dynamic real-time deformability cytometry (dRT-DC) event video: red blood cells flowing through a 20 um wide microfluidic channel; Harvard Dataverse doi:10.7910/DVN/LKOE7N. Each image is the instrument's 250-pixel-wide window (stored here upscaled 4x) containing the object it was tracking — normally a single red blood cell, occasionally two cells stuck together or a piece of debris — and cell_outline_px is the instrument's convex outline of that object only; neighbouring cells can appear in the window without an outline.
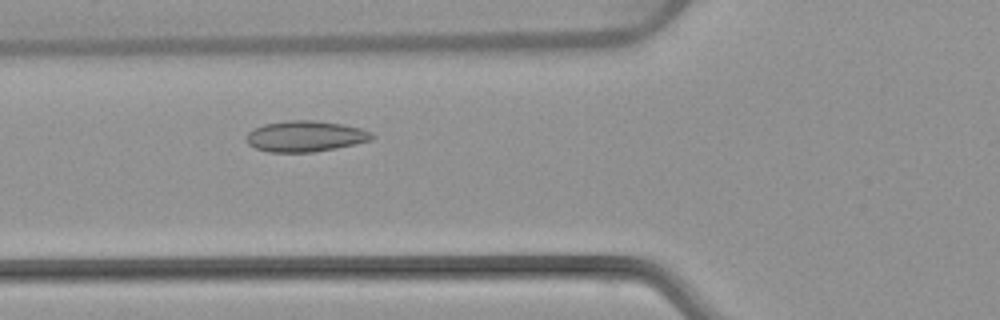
{"species": "common noctule bat (a hibernating species)", "species_latin": "Nyctalus noctula", "temperature_condition": "warm", "stored_images_in_passage": 48, "camera_frame_rate_fps": 3000, "um_per_image_px": 0.085, "animal": {"sex": "female", "body_mass_g": 22.7, "forearm_length_mm": 54.2}, "frame": {"image": 1, "passage_image": 15, "time_ms": 4.667, "image_size_px": [1000, 320], "cell_outline_px": [[376, 136], [372, 140], [356, 144], [336, 148], [312, 152], [268, 152], [256, 148], [248, 144], [248, 132], [264, 124], [288, 120], [316, 120], [344, 124], [360, 128], [372, 132]], "centroid_in_image_um": [26.01, 11.58], "position_along_channel_um": 99.8, "area_um2": 22.66}}
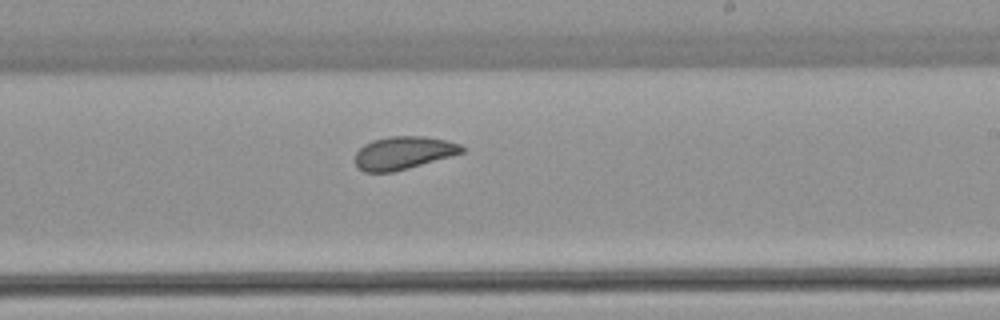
{"frame": {"image": 2, "passage_image": 27, "time_ms": 8.667, "image_size_px": [1000, 320], "cell_outline_px": [[464, 152], [408, 168], [392, 172], [364, 172], [356, 168], [356, 152], [364, 144], [372, 140], [392, 136], [424, 136], [444, 140], [460, 144], [464, 148]], "centroid_in_image_um": [34.25, 12.99], "position_along_channel_um": 254.7, "area_um2": 20.29}}
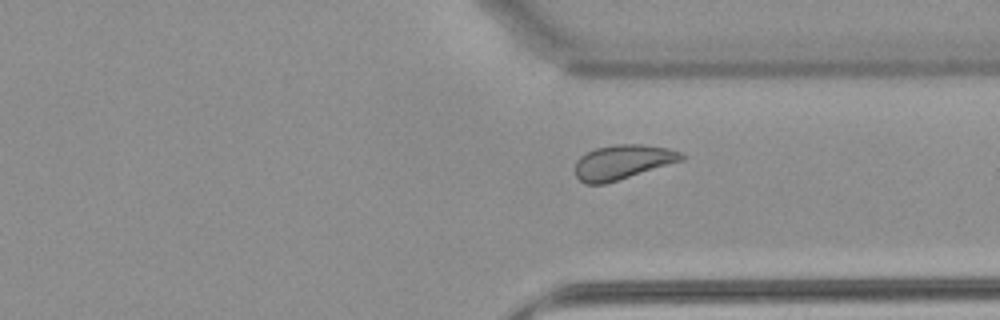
{"frame": {"image": 3, "passage_image": 35, "time_ms": 11.333, "image_size_px": [1000, 320], "cell_outline_px": [[684, 160], [604, 184], [584, 184], [576, 176], [576, 160], [580, 156], [596, 148], [616, 144], [644, 144], [668, 148], [680, 152], [684, 156]], "centroid_in_image_um": [52.92, 13.77], "position_along_channel_um": 358.5, "area_um2": 21.27}, "authors_computed_cell_mechanics": {"area_um2": 21.7906, "velocity_mm_per_s": 3.8697, "shape_relaxation_time_tau1_ms": 5.7702, "shape_relaxation_time_tau2_ms": 1.9868, "deformation_change_tau1": 0.1174, "deformation_change_tau2": 0.0632}}